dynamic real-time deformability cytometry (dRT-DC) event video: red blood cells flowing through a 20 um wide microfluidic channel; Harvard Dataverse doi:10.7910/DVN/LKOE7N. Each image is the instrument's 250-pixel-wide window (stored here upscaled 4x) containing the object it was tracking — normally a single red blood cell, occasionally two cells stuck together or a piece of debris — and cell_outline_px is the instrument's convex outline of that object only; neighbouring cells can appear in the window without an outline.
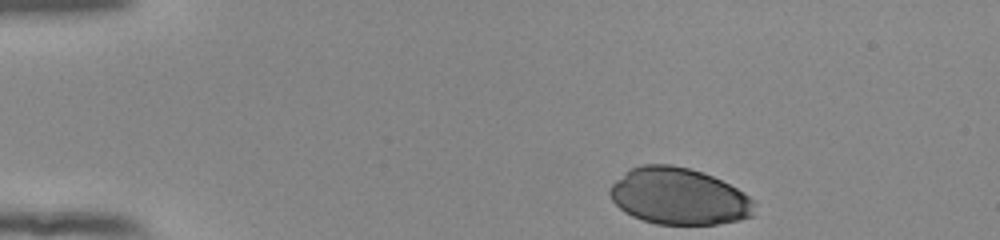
{"species": "human", "species_latin": "Homo sapiens", "temperature_condition": "room temperature", "stored_images_in_passage": 37, "camera_frame_rate_fps": 3000, "um_per_image_px": 0.085, "donor": {"sex": "female"}, "frame": {"image": 1, "passage_image": 1, "time_ms": 0.0, "image_size_px": [1000, 240], "cell_outline_px": [[756, 200], [752, 216], [736, 220], [716, 224], [656, 224], [632, 216], [624, 212], [612, 200], [608, 192], [608, 188], [624, 172], [632, 168], [644, 164], [672, 164], [704, 172], [744, 192]], "centroid_in_image_um": [57.69, 16.68], "position_along_channel_um": 27.3, "area_um2": 47.8}}